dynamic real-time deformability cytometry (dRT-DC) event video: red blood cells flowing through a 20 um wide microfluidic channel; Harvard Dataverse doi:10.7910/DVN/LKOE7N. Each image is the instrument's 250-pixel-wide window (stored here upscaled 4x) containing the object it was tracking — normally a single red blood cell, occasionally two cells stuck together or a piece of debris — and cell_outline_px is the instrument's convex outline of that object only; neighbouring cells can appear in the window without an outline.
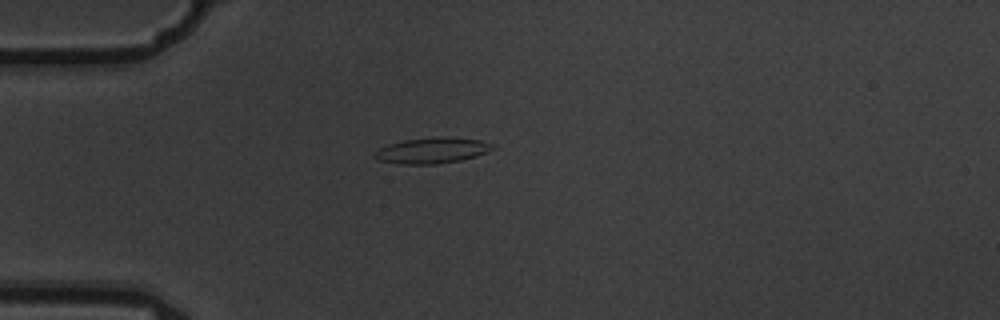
{"species": "common noctule bat (a hibernating species)", "species_latin": "Nyctalus noctula", "temperature_condition": "warm", "stored_images_in_passage": 1, "camera_frame_rate_fps": 3000, "um_per_image_px": 0.085, "animal": {"sex": "male", "body_mass_g": 19.5, "forearm_length_mm": 54.6}, "frame": {"image": 1, "passage_image": 1, "time_ms": 0.0, "image_size_px": [1000, 320], "cell_outline_px": [[496, 148], [488, 152], [476, 156], [460, 160], [436, 164], [400, 164], [380, 160], [372, 156], [372, 152], [388, 144], [404, 140], [440, 136], [480, 140], [492, 144]], "centroid_in_image_um": [36.71, 12.79], "position_along_channel_um": 48.3, "area_um2": 17.74}}